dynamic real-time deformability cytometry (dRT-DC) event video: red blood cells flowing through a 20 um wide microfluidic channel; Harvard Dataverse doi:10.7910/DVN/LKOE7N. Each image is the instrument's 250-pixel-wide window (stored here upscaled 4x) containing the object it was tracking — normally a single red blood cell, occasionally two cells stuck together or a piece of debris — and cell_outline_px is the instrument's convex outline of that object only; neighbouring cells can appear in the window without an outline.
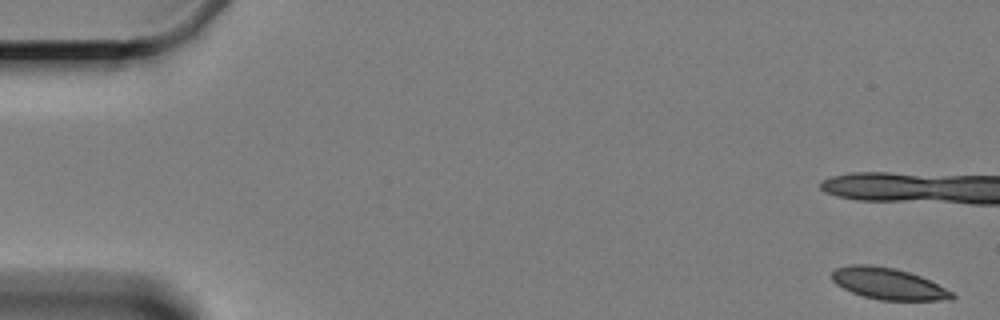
{"species": "Egyptian fruit bat (a non-hibernating species)", "species_latin": "Rousettus aegyptiacus", "temperature_condition": "cold", "stored_images_in_passage": 10, "camera_frame_rate_fps": 3000, "um_per_image_px": 0.085, "animal": {"sex": "female"}, "frame": {"image": 1, "passage_image": 1, "time_ms": 0.0, "image_size_px": [1000, 320], "cell_outline_px": [[956, 296], [952, 300], [880, 300], [864, 296], [852, 292], [836, 284], [832, 280], [832, 272], [836, 268], [852, 264], [868, 264], [896, 268], [920, 276], [952, 292]], "centroid_in_image_um": [75.49, 24.11], "position_along_channel_um": 9.5, "area_um2": 21.85}}